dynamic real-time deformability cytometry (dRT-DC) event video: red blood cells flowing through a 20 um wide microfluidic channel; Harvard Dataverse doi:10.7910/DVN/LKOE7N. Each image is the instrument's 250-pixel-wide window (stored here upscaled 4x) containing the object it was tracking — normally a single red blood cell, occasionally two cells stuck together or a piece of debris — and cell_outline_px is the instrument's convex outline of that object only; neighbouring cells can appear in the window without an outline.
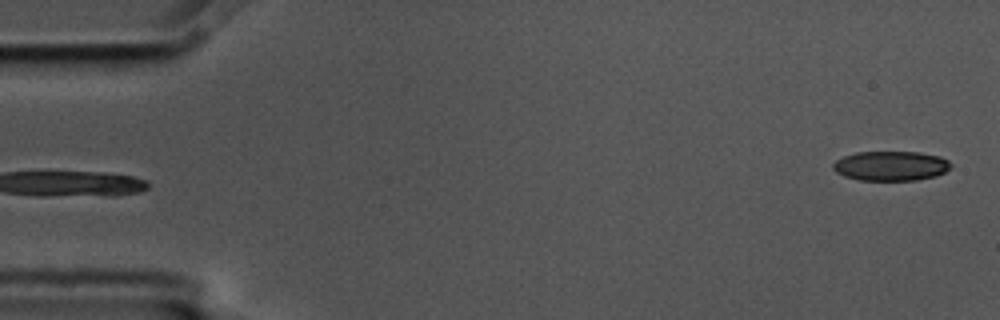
{"species": "common noctule bat (a hibernating species)", "species_latin": "Nyctalus noctula", "temperature_condition": "cold", "stored_images_in_passage": 5, "segment_of_instrument_passage": [2, 2], "camera_frame_rate_fps": 3000, "um_per_image_px": 0.085, "animal": {"sex": "male", "body_mass_g": 17.5, "forearm_length_mm": 52.3}, "frame": {"image": 1, "passage_image": 5, "time_ms": 1.333, "image_size_px": [1000, 320], "cell_outline_px": [[952, 168], [936, 176], [916, 180], [860, 180], [844, 176], [836, 172], [832, 168], [832, 164], [836, 160], [844, 156], [856, 152], [920, 152], [940, 156], [948, 160], [952, 164]], "centroid_in_image_um": [75.74, 14.1], "position_along_channel_um": 9.3, "area_um2": 20.46}}